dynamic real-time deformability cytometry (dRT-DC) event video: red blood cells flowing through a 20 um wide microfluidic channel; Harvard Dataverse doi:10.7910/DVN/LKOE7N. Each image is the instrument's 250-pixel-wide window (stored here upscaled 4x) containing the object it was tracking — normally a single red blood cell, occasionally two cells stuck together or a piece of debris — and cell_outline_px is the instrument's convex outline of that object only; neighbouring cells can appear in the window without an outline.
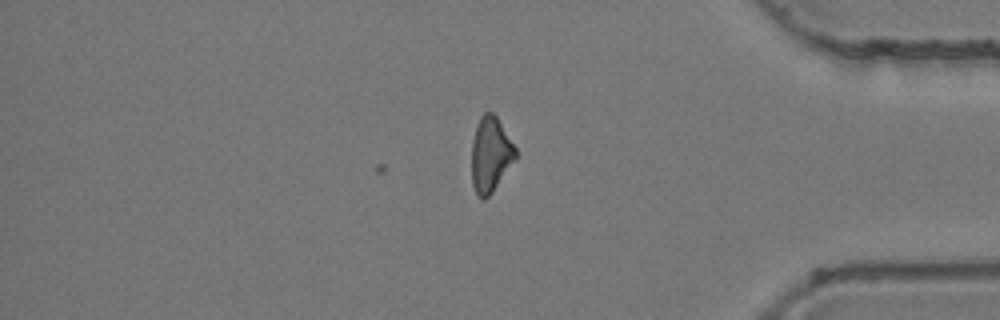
{"species": "common noctule bat (a hibernating species)", "species_latin": "Nyctalus noctula", "temperature_condition": "room temperature", "stored_images_in_passage": 31, "camera_frame_rate_fps": 3000, "um_per_image_px": 0.085, "animal": {"sex": "female", "body_mass_g": 24.6, "forearm_length_mm": 56.2}, "frame": {"image": 1, "passage_image": 31, "time_ms": 10.0, "image_size_px": [1000, 320], "cell_outline_px": [[516, 156], [492, 192], [484, 200], [480, 200], [476, 196], [472, 184], [472, 140], [480, 116], [484, 112], [492, 112], [496, 116], [516, 148]], "centroid_in_image_um": [41.66, 13.15], "position_along_channel_um": 393.5, "area_um2": 18.96}}